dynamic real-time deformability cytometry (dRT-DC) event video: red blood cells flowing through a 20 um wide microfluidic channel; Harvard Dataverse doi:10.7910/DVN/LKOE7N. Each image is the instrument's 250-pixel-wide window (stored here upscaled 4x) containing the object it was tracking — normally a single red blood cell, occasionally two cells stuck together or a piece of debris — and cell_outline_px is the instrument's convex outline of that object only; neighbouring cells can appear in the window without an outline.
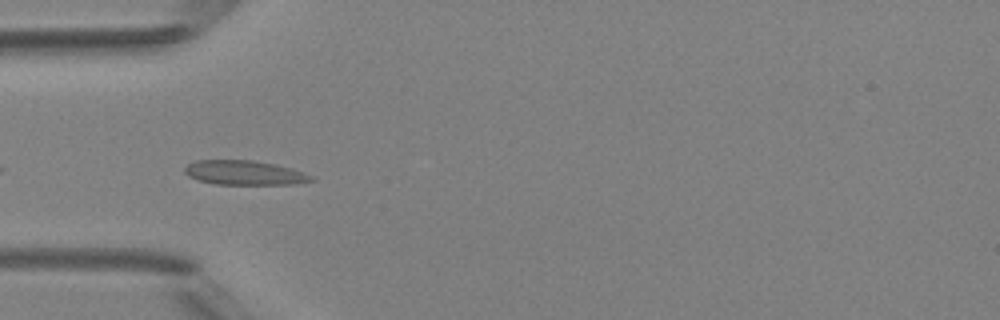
{"species": "Egyptian fruit bat (a non-hibernating species)", "species_latin": "Rousettus aegyptiacus", "temperature_condition": "room temperature", "stored_images_in_passage": 27, "camera_frame_rate_fps": 3000, "um_per_image_px": 0.085, "animal": {"sex": "female"}, "frame": {"image": 1, "passage_image": 2, "time_ms": 0.333, "image_size_px": [1000, 320], "cell_outline_px": [[316, 180], [292, 184], [216, 184], [200, 180], [188, 176], [184, 172], [184, 168], [188, 164], [196, 160], [252, 160], [276, 164], [292, 168], [312, 176]], "centroid_in_image_um": [20.78, 14.67], "position_along_channel_um": 64.2, "area_um2": 17.92}}
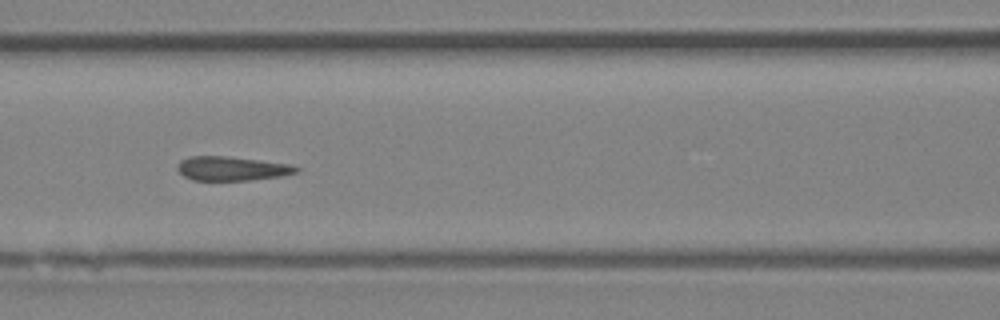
{"frame": {"image": 2, "passage_image": 8, "time_ms": 2.333, "image_size_px": [1000, 320], "cell_outline_px": [[300, 172], [280, 176], [248, 180], [192, 180], [184, 176], [176, 168], [176, 164], [180, 160], [188, 156], [228, 156], [288, 164], [300, 168]], "centroid_in_image_um": [19.66, 14.32], "position_along_channel_um": 146.9, "area_um2": 16.7}}
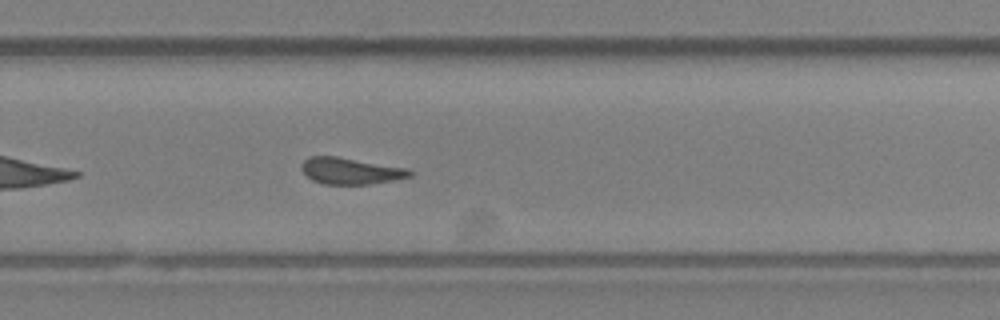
{"frame": {"image": 3, "passage_image": 19, "time_ms": 6.0, "image_size_px": [1000, 320], "cell_outline_px": [[412, 176], [392, 180], [368, 184], [324, 184], [312, 180], [300, 168], [300, 164], [308, 156], [336, 156], [408, 168], [412, 172]], "centroid_in_image_um": [29.77, 14.52], "position_along_channel_um": 300.0, "area_um2": 16.65}, "authors_computed_cell_mechanics": {"area_um2": 17.1088, "velocity_mm_per_s": 4.1789, "shape_relaxation_time_tau1_ms": 5.9613, "shape_relaxation_time_tau2_ms": 1.693, "deformation_change_tau1": 0.1089, "deformation_change_tau2": 0.0486}}